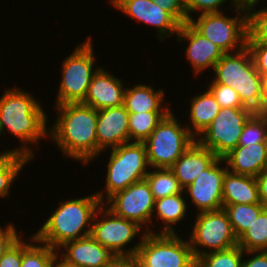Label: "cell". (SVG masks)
Wrapping results in <instances>:
<instances>
[{"label": "cell", "mask_w": 267, "mask_h": 267, "mask_svg": "<svg viewBox=\"0 0 267 267\" xmlns=\"http://www.w3.org/2000/svg\"><path fill=\"white\" fill-rule=\"evenodd\" d=\"M3 91L0 96V134L8 133L18 138L22 145L17 143L13 150L32 160L36 152L31 145H38L42 138L49 137L47 125L51 119L35 94L17 86L6 87Z\"/></svg>", "instance_id": "6da1fadb"}, {"label": "cell", "mask_w": 267, "mask_h": 267, "mask_svg": "<svg viewBox=\"0 0 267 267\" xmlns=\"http://www.w3.org/2000/svg\"><path fill=\"white\" fill-rule=\"evenodd\" d=\"M53 107L56 117L49 123V138L67 159L90 165L97 158V110L81 102Z\"/></svg>", "instance_id": "7a4b0ae2"}, {"label": "cell", "mask_w": 267, "mask_h": 267, "mask_svg": "<svg viewBox=\"0 0 267 267\" xmlns=\"http://www.w3.org/2000/svg\"><path fill=\"white\" fill-rule=\"evenodd\" d=\"M59 204L34 234L39 242L56 250L68 241L90 235L94 215L102 203L92 193L60 200Z\"/></svg>", "instance_id": "3957f363"}, {"label": "cell", "mask_w": 267, "mask_h": 267, "mask_svg": "<svg viewBox=\"0 0 267 267\" xmlns=\"http://www.w3.org/2000/svg\"><path fill=\"white\" fill-rule=\"evenodd\" d=\"M210 83L231 86L246 108L260 113L262 75L255 68L249 49L225 53L214 65Z\"/></svg>", "instance_id": "277c9868"}, {"label": "cell", "mask_w": 267, "mask_h": 267, "mask_svg": "<svg viewBox=\"0 0 267 267\" xmlns=\"http://www.w3.org/2000/svg\"><path fill=\"white\" fill-rule=\"evenodd\" d=\"M106 151H111L103 177L106 185L95 192L102 204L115 193L144 180L151 169L143 142L131 141Z\"/></svg>", "instance_id": "5b68a950"}, {"label": "cell", "mask_w": 267, "mask_h": 267, "mask_svg": "<svg viewBox=\"0 0 267 267\" xmlns=\"http://www.w3.org/2000/svg\"><path fill=\"white\" fill-rule=\"evenodd\" d=\"M87 37L86 41L78 44L74 51L61 62V80L54 106L82 102L93 75L101 67L98 65L95 67L97 61L95 60L92 37Z\"/></svg>", "instance_id": "8992f818"}, {"label": "cell", "mask_w": 267, "mask_h": 267, "mask_svg": "<svg viewBox=\"0 0 267 267\" xmlns=\"http://www.w3.org/2000/svg\"><path fill=\"white\" fill-rule=\"evenodd\" d=\"M181 122L172 109L143 142L150 168H171L196 140Z\"/></svg>", "instance_id": "52a82bcc"}, {"label": "cell", "mask_w": 267, "mask_h": 267, "mask_svg": "<svg viewBox=\"0 0 267 267\" xmlns=\"http://www.w3.org/2000/svg\"><path fill=\"white\" fill-rule=\"evenodd\" d=\"M233 11L236 15L233 17L223 11L199 14L193 16L189 23L224 53L237 52L246 47L247 9L238 5Z\"/></svg>", "instance_id": "ba28073f"}, {"label": "cell", "mask_w": 267, "mask_h": 267, "mask_svg": "<svg viewBox=\"0 0 267 267\" xmlns=\"http://www.w3.org/2000/svg\"><path fill=\"white\" fill-rule=\"evenodd\" d=\"M145 233L136 222L115 215L101 204L94 215L90 236L115 256H135ZM137 236L140 241L130 247Z\"/></svg>", "instance_id": "9c48e42d"}, {"label": "cell", "mask_w": 267, "mask_h": 267, "mask_svg": "<svg viewBox=\"0 0 267 267\" xmlns=\"http://www.w3.org/2000/svg\"><path fill=\"white\" fill-rule=\"evenodd\" d=\"M183 239L178 233L146 232L135 255L139 267H193L196 259Z\"/></svg>", "instance_id": "30bf717a"}, {"label": "cell", "mask_w": 267, "mask_h": 267, "mask_svg": "<svg viewBox=\"0 0 267 267\" xmlns=\"http://www.w3.org/2000/svg\"><path fill=\"white\" fill-rule=\"evenodd\" d=\"M189 244L195 259L213 251L226 250L238 245L226 211L221 208L207 212H196ZM210 251H207V250Z\"/></svg>", "instance_id": "8fae6325"}, {"label": "cell", "mask_w": 267, "mask_h": 267, "mask_svg": "<svg viewBox=\"0 0 267 267\" xmlns=\"http://www.w3.org/2000/svg\"><path fill=\"white\" fill-rule=\"evenodd\" d=\"M254 113L250 108H221L196 141L223 158L237 147L244 125Z\"/></svg>", "instance_id": "7c38bea8"}, {"label": "cell", "mask_w": 267, "mask_h": 267, "mask_svg": "<svg viewBox=\"0 0 267 267\" xmlns=\"http://www.w3.org/2000/svg\"><path fill=\"white\" fill-rule=\"evenodd\" d=\"M104 205L115 215L136 222L150 233L155 198L145 179L115 193Z\"/></svg>", "instance_id": "4fadbf2b"}, {"label": "cell", "mask_w": 267, "mask_h": 267, "mask_svg": "<svg viewBox=\"0 0 267 267\" xmlns=\"http://www.w3.org/2000/svg\"><path fill=\"white\" fill-rule=\"evenodd\" d=\"M227 171L223 158H218L183 189L185 196H190L187 199H191L190 202L195 205L198 213L223 208V181Z\"/></svg>", "instance_id": "5bb4252c"}, {"label": "cell", "mask_w": 267, "mask_h": 267, "mask_svg": "<svg viewBox=\"0 0 267 267\" xmlns=\"http://www.w3.org/2000/svg\"><path fill=\"white\" fill-rule=\"evenodd\" d=\"M109 4L136 22L156 29V36L162 42L172 34L177 35L181 23L167 10L152 0H109Z\"/></svg>", "instance_id": "9a60e30c"}, {"label": "cell", "mask_w": 267, "mask_h": 267, "mask_svg": "<svg viewBox=\"0 0 267 267\" xmlns=\"http://www.w3.org/2000/svg\"><path fill=\"white\" fill-rule=\"evenodd\" d=\"M57 254L64 267H105L115 257L90 235L64 243Z\"/></svg>", "instance_id": "2e32d148"}, {"label": "cell", "mask_w": 267, "mask_h": 267, "mask_svg": "<svg viewBox=\"0 0 267 267\" xmlns=\"http://www.w3.org/2000/svg\"><path fill=\"white\" fill-rule=\"evenodd\" d=\"M181 43L188 41L185 48V57L192 66L193 75H201L202 72L212 70L214 65L225 54L217 45L203 37L189 22L181 24L179 32L175 36Z\"/></svg>", "instance_id": "e0dca14e"}, {"label": "cell", "mask_w": 267, "mask_h": 267, "mask_svg": "<svg viewBox=\"0 0 267 267\" xmlns=\"http://www.w3.org/2000/svg\"><path fill=\"white\" fill-rule=\"evenodd\" d=\"M129 112L124 104L97 110V158L106 150L131 142L128 128Z\"/></svg>", "instance_id": "ac0fdd59"}, {"label": "cell", "mask_w": 267, "mask_h": 267, "mask_svg": "<svg viewBox=\"0 0 267 267\" xmlns=\"http://www.w3.org/2000/svg\"><path fill=\"white\" fill-rule=\"evenodd\" d=\"M121 78L101 66L93 75L85 99L81 102L96 110L124 104L126 86Z\"/></svg>", "instance_id": "d6986e66"}, {"label": "cell", "mask_w": 267, "mask_h": 267, "mask_svg": "<svg viewBox=\"0 0 267 267\" xmlns=\"http://www.w3.org/2000/svg\"><path fill=\"white\" fill-rule=\"evenodd\" d=\"M217 159L218 157L211 150L204 148L195 140L175 161L171 169L184 189Z\"/></svg>", "instance_id": "ffe728a7"}, {"label": "cell", "mask_w": 267, "mask_h": 267, "mask_svg": "<svg viewBox=\"0 0 267 267\" xmlns=\"http://www.w3.org/2000/svg\"><path fill=\"white\" fill-rule=\"evenodd\" d=\"M223 160L228 171L257 177L267 167V143L237 146Z\"/></svg>", "instance_id": "44dd1931"}, {"label": "cell", "mask_w": 267, "mask_h": 267, "mask_svg": "<svg viewBox=\"0 0 267 267\" xmlns=\"http://www.w3.org/2000/svg\"><path fill=\"white\" fill-rule=\"evenodd\" d=\"M164 88L155 89L151 84H135L126 87L124 93V106L128 112H170L172 107L165 101ZM169 104V105H168ZM166 107H165V106ZM170 106V107H169Z\"/></svg>", "instance_id": "7402d4cb"}, {"label": "cell", "mask_w": 267, "mask_h": 267, "mask_svg": "<svg viewBox=\"0 0 267 267\" xmlns=\"http://www.w3.org/2000/svg\"><path fill=\"white\" fill-rule=\"evenodd\" d=\"M184 194L183 191L182 193L155 200L154 211L151 217V226L152 224L153 226L150 227V233H178L174 226L178 222L180 224L181 221L185 220L186 216H188V207L190 206ZM154 217H157L158 222L161 221V230H157L160 232L152 229L154 227Z\"/></svg>", "instance_id": "603a6c76"}, {"label": "cell", "mask_w": 267, "mask_h": 267, "mask_svg": "<svg viewBox=\"0 0 267 267\" xmlns=\"http://www.w3.org/2000/svg\"><path fill=\"white\" fill-rule=\"evenodd\" d=\"M256 203H260L256 177L227 171L223 181V205Z\"/></svg>", "instance_id": "cb8c5ba5"}, {"label": "cell", "mask_w": 267, "mask_h": 267, "mask_svg": "<svg viewBox=\"0 0 267 267\" xmlns=\"http://www.w3.org/2000/svg\"><path fill=\"white\" fill-rule=\"evenodd\" d=\"M190 114L188 115L190 124H185L189 132L197 138L204 129L214 120L219 113L221 106L216 101L212 93L206 88V91H201L195 94L190 99Z\"/></svg>", "instance_id": "d4e9b609"}, {"label": "cell", "mask_w": 267, "mask_h": 267, "mask_svg": "<svg viewBox=\"0 0 267 267\" xmlns=\"http://www.w3.org/2000/svg\"><path fill=\"white\" fill-rule=\"evenodd\" d=\"M30 161L28 156L11 148L0 152V198H9L12 191L10 188Z\"/></svg>", "instance_id": "484cf974"}, {"label": "cell", "mask_w": 267, "mask_h": 267, "mask_svg": "<svg viewBox=\"0 0 267 267\" xmlns=\"http://www.w3.org/2000/svg\"><path fill=\"white\" fill-rule=\"evenodd\" d=\"M145 180L155 200L183 192L171 168H151Z\"/></svg>", "instance_id": "4316f807"}, {"label": "cell", "mask_w": 267, "mask_h": 267, "mask_svg": "<svg viewBox=\"0 0 267 267\" xmlns=\"http://www.w3.org/2000/svg\"><path fill=\"white\" fill-rule=\"evenodd\" d=\"M234 234L239 238L265 209L261 203L223 205Z\"/></svg>", "instance_id": "83f0119b"}, {"label": "cell", "mask_w": 267, "mask_h": 267, "mask_svg": "<svg viewBox=\"0 0 267 267\" xmlns=\"http://www.w3.org/2000/svg\"><path fill=\"white\" fill-rule=\"evenodd\" d=\"M169 112H129V139L144 142Z\"/></svg>", "instance_id": "f1b7e54d"}, {"label": "cell", "mask_w": 267, "mask_h": 267, "mask_svg": "<svg viewBox=\"0 0 267 267\" xmlns=\"http://www.w3.org/2000/svg\"><path fill=\"white\" fill-rule=\"evenodd\" d=\"M238 245L244 251H267V208L238 238Z\"/></svg>", "instance_id": "f546056e"}, {"label": "cell", "mask_w": 267, "mask_h": 267, "mask_svg": "<svg viewBox=\"0 0 267 267\" xmlns=\"http://www.w3.org/2000/svg\"><path fill=\"white\" fill-rule=\"evenodd\" d=\"M58 262L57 250L37 239L22 253L20 267H54Z\"/></svg>", "instance_id": "4dcf8cb0"}, {"label": "cell", "mask_w": 267, "mask_h": 267, "mask_svg": "<svg viewBox=\"0 0 267 267\" xmlns=\"http://www.w3.org/2000/svg\"><path fill=\"white\" fill-rule=\"evenodd\" d=\"M244 250L236 245L226 250L208 252L196 259L198 267H241Z\"/></svg>", "instance_id": "1f68e13d"}, {"label": "cell", "mask_w": 267, "mask_h": 267, "mask_svg": "<svg viewBox=\"0 0 267 267\" xmlns=\"http://www.w3.org/2000/svg\"><path fill=\"white\" fill-rule=\"evenodd\" d=\"M258 3L248 6L247 29L248 36L246 43H267V2L258 7Z\"/></svg>", "instance_id": "d6a6232c"}, {"label": "cell", "mask_w": 267, "mask_h": 267, "mask_svg": "<svg viewBox=\"0 0 267 267\" xmlns=\"http://www.w3.org/2000/svg\"><path fill=\"white\" fill-rule=\"evenodd\" d=\"M267 143V114L255 112L244 125L237 146Z\"/></svg>", "instance_id": "836d02e7"}, {"label": "cell", "mask_w": 267, "mask_h": 267, "mask_svg": "<svg viewBox=\"0 0 267 267\" xmlns=\"http://www.w3.org/2000/svg\"><path fill=\"white\" fill-rule=\"evenodd\" d=\"M24 233L20 236L0 257V267H20L22 262V253L36 240L35 235L23 238Z\"/></svg>", "instance_id": "e575fe53"}, {"label": "cell", "mask_w": 267, "mask_h": 267, "mask_svg": "<svg viewBox=\"0 0 267 267\" xmlns=\"http://www.w3.org/2000/svg\"><path fill=\"white\" fill-rule=\"evenodd\" d=\"M207 89L215 97L216 101L219 103L221 108L231 107V108H246L236 90L231 86L219 84V83H207Z\"/></svg>", "instance_id": "d590c367"}, {"label": "cell", "mask_w": 267, "mask_h": 267, "mask_svg": "<svg viewBox=\"0 0 267 267\" xmlns=\"http://www.w3.org/2000/svg\"><path fill=\"white\" fill-rule=\"evenodd\" d=\"M227 1L231 4L232 8L230 10L238 6L234 0H186L188 20L193 17V13L197 16V14L222 12V7L226 5Z\"/></svg>", "instance_id": "8d00e7d4"}, {"label": "cell", "mask_w": 267, "mask_h": 267, "mask_svg": "<svg viewBox=\"0 0 267 267\" xmlns=\"http://www.w3.org/2000/svg\"><path fill=\"white\" fill-rule=\"evenodd\" d=\"M246 46L257 71L262 77H267V43H246Z\"/></svg>", "instance_id": "74e56055"}, {"label": "cell", "mask_w": 267, "mask_h": 267, "mask_svg": "<svg viewBox=\"0 0 267 267\" xmlns=\"http://www.w3.org/2000/svg\"><path fill=\"white\" fill-rule=\"evenodd\" d=\"M171 13L181 24L189 22L186 11V0H152Z\"/></svg>", "instance_id": "f35d334b"}, {"label": "cell", "mask_w": 267, "mask_h": 267, "mask_svg": "<svg viewBox=\"0 0 267 267\" xmlns=\"http://www.w3.org/2000/svg\"><path fill=\"white\" fill-rule=\"evenodd\" d=\"M19 233L13 222H7L5 227L0 226V257L20 237Z\"/></svg>", "instance_id": "ab89813d"}, {"label": "cell", "mask_w": 267, "mask_h": 267, "mask_svg": "<svg viewBox=\"0 0 267 267\" xmlns=\"http://www.w3.org/2000/svg\"><path fill=\"white\" fill-rule=\"evenodd\" d=\"M241 267H267V251H244Z\"/></svg>", "instance_id": "60d3db41"}, {"label": "cell", "mask_w": 267, "mask_h": 267, "mask_svg": "<svg viewBox=\"0 0 267 267\" xmlns=\"http://www.w3.org/2000/svg\"><path fill=\"white\" fill-rule=\"evenodd\" d=\"M258 183L259 201L267 208V167L256 177Z\"/></svg>", "instance_id": "b9f144b4"}, {"label": "cell", "mask_w": 267, "mask_h": 267, "mask_svg": "<svg viewBox=\"0 0 267 267\" xmlns=\"http://www.w3.org/2000/svg\"><path fill=\"white\" fill-rule=\"evenodd\" d=\"M105 267H139L135 256H115Z\"/></svg>", "instance_id": "7bdbcfd3"}, {"label": "cell", "mask_w": 267, "mask_h": 267, "mask_svg": "<svg viewBox=\"0 0 267 267\" xmlns=\"http://www.w3.org/2000/svg\"><path fill=\"white\" fill-rule=\"evenodd\" d=\"M260 113L267 114V77H263L262 79Z\"/></svg>", "instance_id": "ee69618b"}, {"label": "cell", "mask_w": 267, "mask_h": 267, "mask_svg": "<svg viewBox=\"0 0 267 267\" xmlns=\"http://www.w3.org/2000/svg\"><path fill=\"white\" fill-rule=\"evenodd\" d=\"M234 2L242 7L247 8L250 5L256 4V3H260L262 2V4L264 3V0H234Z\"/></svg>", "instance_id": "f6af8a7d"}, {"label": "cell", "mask_w": 267, "mask_h": 267, "mask_svg": "<svg viewBox=\"0 0 267 267\" xmlns=\"http://www.w3.org/2000/svg\"><path fill=\"white\" fill-rule=\"evenodd\" d=\"M54 267H64V266H62L59 262H57V264Z\"/></svg>", "instance_id": "bcb514c9"}]
</instances>
